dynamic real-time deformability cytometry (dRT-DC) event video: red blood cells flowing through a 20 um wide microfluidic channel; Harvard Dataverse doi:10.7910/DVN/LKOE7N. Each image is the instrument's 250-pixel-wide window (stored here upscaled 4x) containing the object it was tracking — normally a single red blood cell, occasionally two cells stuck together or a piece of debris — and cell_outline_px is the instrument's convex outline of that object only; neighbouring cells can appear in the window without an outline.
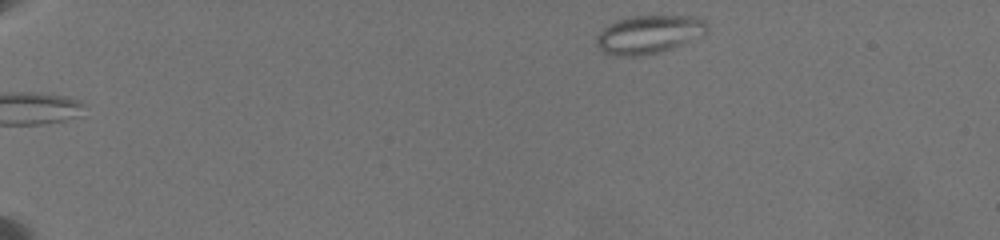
{"species": "common noctule bat (a hibernating species)", "species_latin": "Nyctalus noctula", "temperature_condition": "warm", "stored_images_in_passage": 14, "camera_frame_rate_fps": 3000, "um_per_image_px": 0.085, "animal": {"sex": "female", "body_mass_g": 19.5, "forearm_length_mm": 54.1}, "frame": {"image": 1, "passage_image": 1, "time_ms": 0.0, "image_size_px": [1000, 240], "cell_outline_px": [[708, 32], [704, 36], [672, 48], [660, 52], [640, 56], [616, 56], [604, 52], [596, 44], [596, 36], [600, 28], [616, 20], [632, 16], [696, 16], [704, 20], [708, 28]], "centroid_in_image_um": [55.15, 2.92], "position_along_channel_um": 29.8, "area_um2": 25.09}}